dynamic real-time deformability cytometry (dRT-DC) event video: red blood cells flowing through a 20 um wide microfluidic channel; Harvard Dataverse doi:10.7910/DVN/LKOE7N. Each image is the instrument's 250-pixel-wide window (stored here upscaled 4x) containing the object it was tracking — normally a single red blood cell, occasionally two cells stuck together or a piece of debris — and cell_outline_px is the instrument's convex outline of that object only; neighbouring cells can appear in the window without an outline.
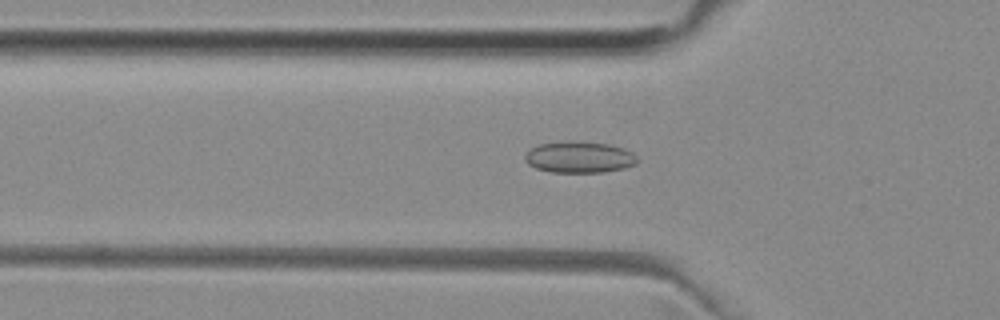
{"species": "common noctule bat (a hibernating species)", "species_latin": "Nyctalus noctula", "temperature_condition": "room temperature", "stored_images_in_passage": 51, "camera_frame_rate_fps": 3000, "um_per_image_px": 0.085, "animal": {"sex": "female", "body_mass_g": 29.2, "forearm_length_mm": 56.3}, "frame": {"image": 1, "passage_image": 16, "time_ms": 5.0, "image_size_px": [1000, 320], "cell_outline_px": [[640, 160], [636, 164], [624, 168], [604, 172], [552, 172], [536, 168], [528, 164], [524, 160], [524, 156], [532, 148], [540, 144], [568, 140], [608, 144], [624, 148], [632, 152]], "centroid_in_image_um": [49.26, 13.35], "position_along_channel_um": 76.5, "area_um2": 20.63}}
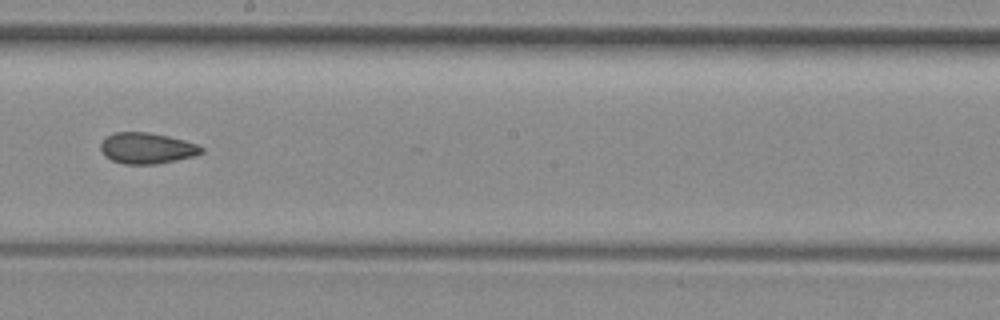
{"frame": {"image": 2, "passage_image": 28, "time_ms": 9.0, "image_size_px": [1000, 320], "cell_outline_px": [[204, 152], [196, 156], [156, 164], [124, 164], [112, 160], [104, 156], [100, 148], [100, 144], [108, 136], [116, 132], [148, 132], [168, 136], [184, 140], [196, 144], [204, 148]], "centroid_in_image_um": [12.5, 12.6], "position_along_channel_um": 235.7, "area_um2": 18.21}}
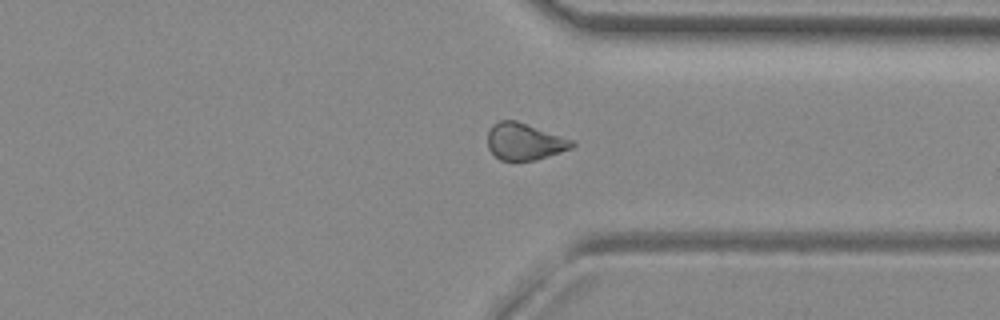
{"frame": {"image": 3, "passage_image": 38, "time_ms": 12.333, "image_size_px": [1000, 320], "cell_outline_px": [[576, 144], [572, 148], [536, 160], [500, 160], [488, 148], [488, 132], [492, 124], [500, 120], [516, 120], [572, 140]], "centroid_in_image_um": [44.56, 12.03], "position_along_channel_um": 366.8, "area_um2": 17.92}, "authors_computed_cell_mechanics": {"area_um2": 18.785, "velocity_mm_per_s": 3.9599, "shape_relaxation_time_tau1_ms": null, "shape_relaxation_time_tau2_ms": 4.1958, "deformation_change_tau1": null, "deformation_change_tau2": 0.0948}}